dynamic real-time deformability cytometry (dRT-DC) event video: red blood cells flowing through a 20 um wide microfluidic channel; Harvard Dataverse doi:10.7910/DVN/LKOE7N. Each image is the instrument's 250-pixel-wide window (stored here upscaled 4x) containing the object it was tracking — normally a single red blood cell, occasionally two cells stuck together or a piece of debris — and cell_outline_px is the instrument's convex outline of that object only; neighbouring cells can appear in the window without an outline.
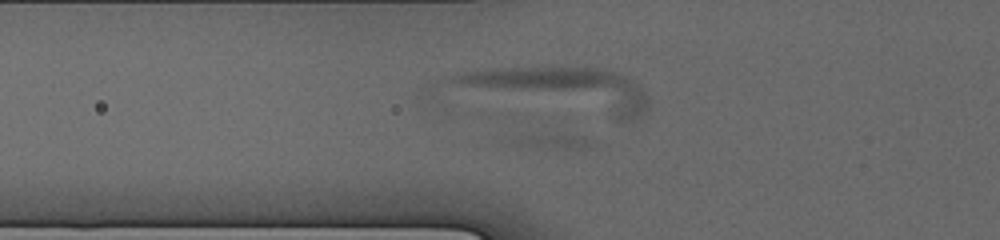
{"species": "human", "species_latin": "Homo sapiens", "temperature_condition": "cold", "stored_images_in_passage": 19, "camera_frame_rate_fps": 3000, "um_per_image_px": 0.085, "donor": {"sex": "male"}, "frame": {"image": 1, "passage_image": 17, "time_ms": 5.0, "image_size_px": [1000, 240], "cell_outline_px": [[648, 108], [640, 116], [632, 120], [612, 120], [428, 96], [420, 92], [424, 84], [444, 76], [484, 68], [600, 68], [620, 72], [636, 80], [648, 96]], "centroid_in_image_um": [46.56, 7.72], "position_along_channel_um": 79.2, "area_um2": 61.21}}